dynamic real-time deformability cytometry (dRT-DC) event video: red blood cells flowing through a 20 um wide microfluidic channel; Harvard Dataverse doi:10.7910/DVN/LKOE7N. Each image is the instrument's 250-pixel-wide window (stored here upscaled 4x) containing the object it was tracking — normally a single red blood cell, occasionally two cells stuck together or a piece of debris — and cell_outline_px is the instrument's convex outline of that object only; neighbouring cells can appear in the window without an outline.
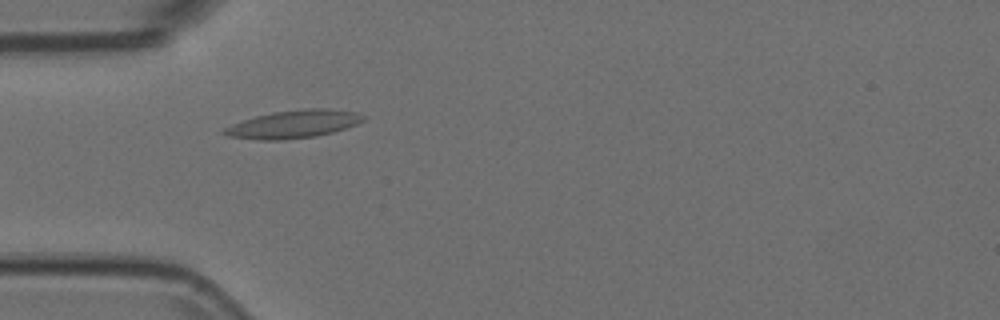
{"species": "Egyptian fruit bat (a non-hibernating species)", "species_latin": "Rousettus aegyptiacus", "temperature_condition": "room temperature", "stored_images_in_passage": 45, "camera_frame_rate_fps": 3000, "um_per_image_px": 0.085, "animal": {"sex": "female"}, "frame": {"image": 1, "passage_image": 7, "time_ms": 2.0, "image_size_px": [1000, 320], "cell_outline_px": [[368, 116], [364, 120], [356, 124], [332, 132], [316, 136], [284, 140], [260, 140], [228, 136], [220, 132], [224, 128], [232, 124], [256, 116], [272, 112], [304, 108], [328, 108], [356, 112]], "centroid_in_image_um": [24.96, 10.55], "position_along_channel_um": 60.0, "area_um2": 22.66}}
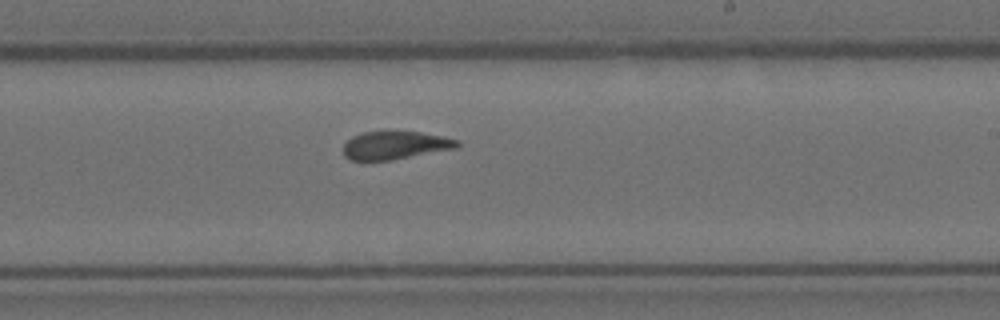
{"frame": {"image": 2, "passage_image": 23, "time_ms": 7.333, "image_size_px": [1000, 320], "cell_outline_px": [[460, 144], [456, 148], [392, 160], [352, 160], [344, 156], [344, 144], [352, 136], [364, 132], [420, 132], [444, 136], [460, 140]], "centroid_in_image_um": [33.62, 12.35], "position_along_channel_um": 255.4, "area_um2": 18.5}}
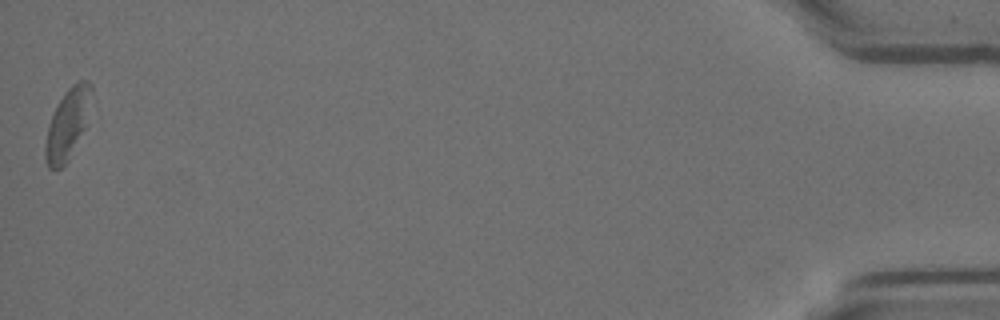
{"frame": {"image": 3, "passage_image": 45, "time_ms": 14.667, "image_size_px": [1000, 320], "cell_outline_px": [[92, 92], [84, 128], [68, 160], [60, 168], [48, 168], [44, 156], [44, 144], [48, 124], [56, 104], [64, 92], [72, 84], [80, 80], [88, 80], [92, 84]], "centroid_in_image_um": [5.7, 10.51], "position_along_channel_um": 429.5, "area_um2": 18.79}}